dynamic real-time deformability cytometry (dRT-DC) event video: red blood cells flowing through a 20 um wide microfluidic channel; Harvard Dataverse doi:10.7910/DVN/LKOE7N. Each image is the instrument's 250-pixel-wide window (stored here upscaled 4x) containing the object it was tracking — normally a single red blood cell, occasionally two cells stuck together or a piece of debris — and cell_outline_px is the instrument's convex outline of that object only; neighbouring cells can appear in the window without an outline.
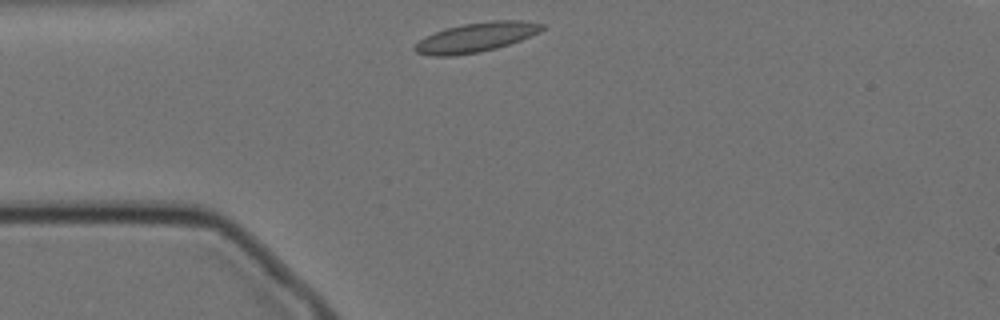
{"species": "Egyptian fruit bat (a non-hibernating species)", "species_latin": "Rousettus aegyptiacus", "temperature_condition": "cold", "stored_images_in_passage": 2, "camera_frame_rate_fps": 3000, "um_per_image_px": 0.085, "animal": {"sex": "female"}, "frame": {"image": 1, "passage_image": 1, "time_ms": 0.0, "image_size_px": [1000, 320], "cell_outline_px": [[544, 28], [540, 32], [520, 40], [496, 48], [480, 52], [452, 56], [428, 56], [416, 52], [412, 48], [424, 36], [444, 28], [464, 24], [492, 20], [528, 20], [544, 24]], "centroid_in_image_um": [40.45, 3.17], "position_along_channel_um": 44.5, "area_um2": 22.02}}